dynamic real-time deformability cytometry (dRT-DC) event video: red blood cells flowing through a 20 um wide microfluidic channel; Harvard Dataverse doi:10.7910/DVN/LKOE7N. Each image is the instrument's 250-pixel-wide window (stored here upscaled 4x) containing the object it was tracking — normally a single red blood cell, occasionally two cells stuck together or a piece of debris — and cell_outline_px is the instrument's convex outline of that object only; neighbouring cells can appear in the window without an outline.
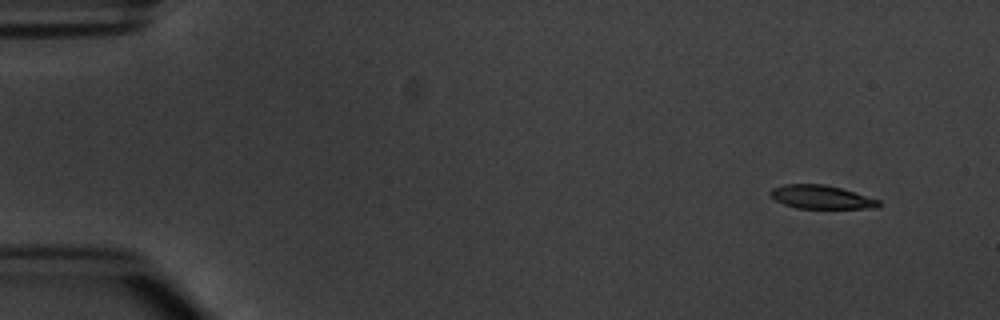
{"species": "common noctule bat (a hibernating species)", "species_latin": "Nyctalus noctula", "temperature_condition": "warm", "stored_images_in_passage": 6, "camera_frame_rate_fps": 3000, "um_per_image_px": 0.085, "animal": {"sex": "male", "body_mass_g": 20.1, "forearm_length_mm": 53.5}, "frame": {"image": 1, "passage_image": 1, "time_ms": 0.0, "image_size_px": [1000, 320], "cell_outline_px": [[880, 208], [796, 208], [784, 204], [776, 200], [768, 192], [772, 188], [784, 184], [824, 184], [840, 188], [880, 200]], "centroid_in_image_um": [69.8, 16.75], "position_along_channel_um": 15.2, "area_um2": 14.74}}
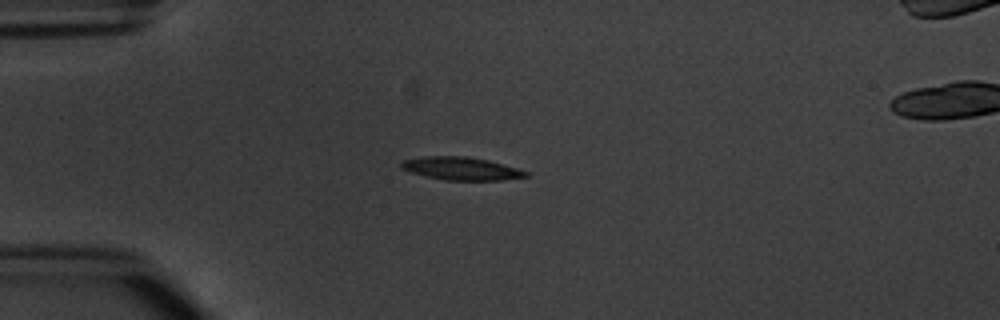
{"frame": {"image": 2, "passage_image": 4, "time_ms": 3.333, "image_size_px": [1000, 320], "cell_outline_px": [[528, 176], [504, 180], [444, 180], [412, 172], [400, 168], [400, 164], [404, 160], [424, 156], [464, 156], [488, 160], [516, 168], [528, 172]], "centroid_in_image_um": [39.2, 14.32], "position_along_channel_um": 45.8, "area_um2": 16.42}}